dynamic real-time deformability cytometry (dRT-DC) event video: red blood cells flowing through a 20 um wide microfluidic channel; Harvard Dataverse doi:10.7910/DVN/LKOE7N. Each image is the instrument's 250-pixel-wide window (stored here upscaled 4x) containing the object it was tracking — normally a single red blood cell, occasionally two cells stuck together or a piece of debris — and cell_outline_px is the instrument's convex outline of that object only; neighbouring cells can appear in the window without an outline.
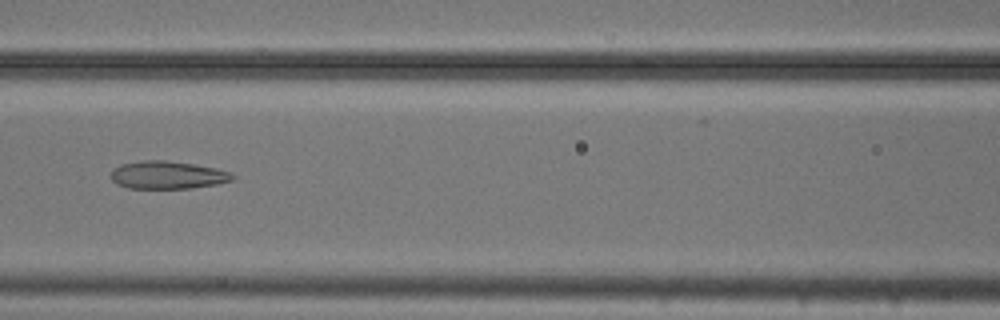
{"species": "common noctule bat (a hibernating species)", "species_latin": "Nyctalus noctula", "temperature_condition": "cold", "stored_images_in_passage": 53, "camera_frame_rate_fps": 3000, "um_per_image_px": 0.085, "animal": {"sex": "male", "body_mass_g": 20.5, "forearm_length_mm": 52.5}, "frame": {"image": 1, "passage_image": 23, "time_ms": 7.333, "image_size_px": [1000, 320], "cell_outline_px": [[236, 180], [216, 184], [192, 188], [128, 188], [116, 184], [112, 180], [112, 168], [120, 164], [144, 160], [164, 160], [192, 164], [216, 168], [232, 172], [236, 176]], "centroid_in_image_um": [14.27, 14.88], "position_along_channel_um": 152.3, "area_um2": 19.83}}
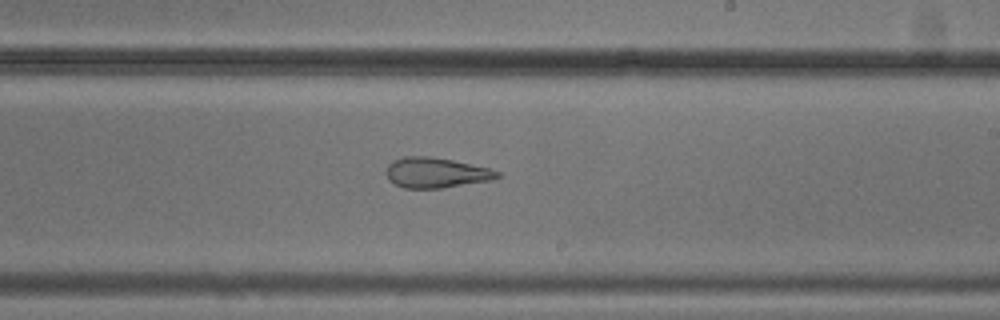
{"frame": {"image": 2, "passage_image": 31, "time_ms": 10.0, "image_size_px": [1000, 320], "cell_outline_px": [[504, 176], [492, 180], [440, 188], [404, 188], [388, 180], [384, 172], [388, 164], [392, 160], [404, 156], [428, 156], [452, 160], [488, 168], [500, 172]], "centroid_in_image_um": [37.04, 14.68], "position_along_channel_um": 252.0, "area_um2": 19.71}}
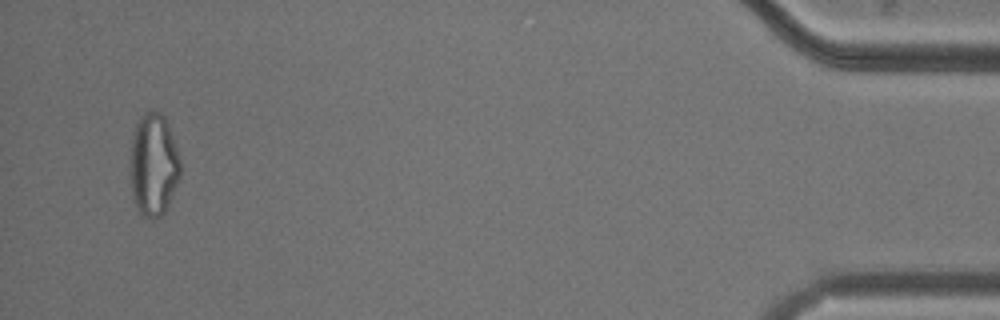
{"frame": {"image": 3, "passage_image": 51, "time_ms": 16.667, "image_size_px": [1000, 320], "cell_outline_px": [[180, 176], [164, 212], [160, 216], [144, 216], [140, 212], [132, 196], [128, 164], [132, 140], [136, 124], [140, 116], [144, 112], [160, 112], [164, 116], [168, 124], [180, 160]], "centroid_in_image_um": [13.01, 13.97], "position_along_channel_um": 422.2, "area_um2": 29.77}, "authors_computed_cell_mechanics": {"area_um2": 26.5302, "velocity_mm_per_s": 3.7419, "shape_relaxation_time_tau1_ms": null, "shape_relaxation_time_tau2_ms": 2.1631, "deformation_change_tau1": null, "deformation_change_tau2": 0.1039}}